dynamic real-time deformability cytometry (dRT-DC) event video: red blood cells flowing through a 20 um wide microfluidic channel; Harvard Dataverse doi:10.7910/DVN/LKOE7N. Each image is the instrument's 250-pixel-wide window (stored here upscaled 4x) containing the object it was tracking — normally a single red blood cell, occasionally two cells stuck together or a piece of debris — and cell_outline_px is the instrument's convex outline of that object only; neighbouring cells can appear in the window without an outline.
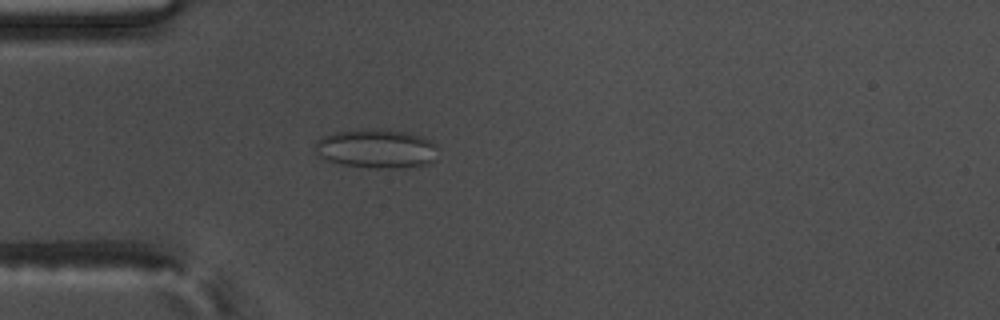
{"species": "common noctule bat (a hibernating species)", "species_latin": "Nyctalus noctula", "temperature_condition": "warm", "stored_images_in_passage": 55, "camera_frame_rate_fps": 3000, "um_per_image_px": 0.085, "animal": {"sex": "male", "body_mass_g": 17.5, "forearm_length_mm": 52.3}, "frame": {"image": 1, "passage_image": 16, "time_ms": 5.0, "image_size_px": [1000, 320], "cell_outline_px": [[436, 144], [432, 160], [428, 164], [404, 168], [372, 168], [340, 164], [324, 160], [312, 148], [316, 140], [320, 136], [336, 132], [360, 128], [388, 128], [420, 136]], "centroid_in_image_um": [31.89, 12.62], "position_along_channel_um": 53.1, "area_um2": 28.38}}
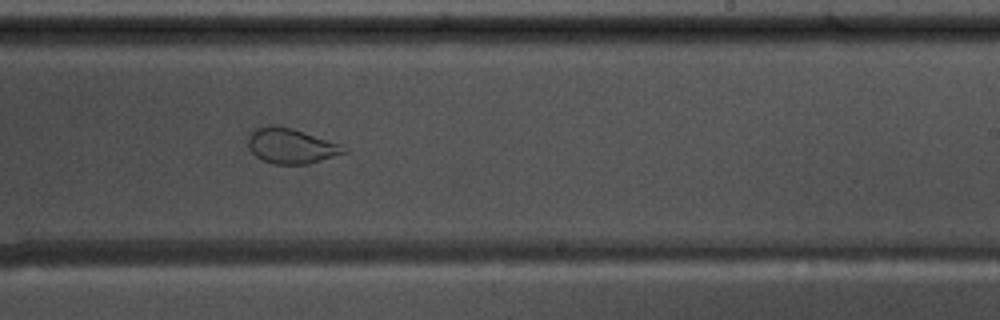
{"frame": {"image": 2, "passage_image": 34, "time_ms": 11.0, "image_size_px": [1000, 320], "cell_outline_px": [[348, 152], [308, 164], [276, 164], [264, 160], [256, 156], [248, 148], [248, 132], [260, 124], [272, 124], [292, 128], [340, 144]], "centroid_in_image_um": [24.67, 12.37], "position_along_channel_um": 264.3, "area_um2": 19.77}}
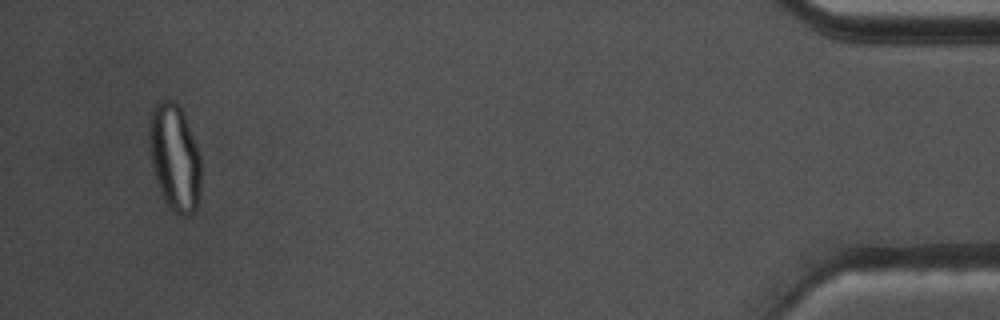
{"frame": {"image": 3, "passage_image": 53, "time_ms": 17.333, "image_size_px": [1000, 320], "cell_outline_px": [[200, 188], [196, 208], [188, 216], [180, 216], [164, 200], [160, 192], [152, 168], [148, 140], [148, 128], [152, 108], [160, 100], [172, 100], [180, 104], [184, 112], [200, 156]], "centroid_in_image_um": [14.82, 13.34], "position_along_channel_um": 420.4, "area_um2": 32.43}}